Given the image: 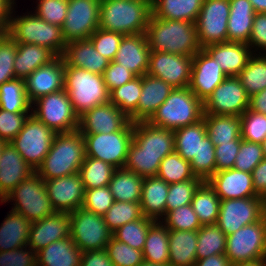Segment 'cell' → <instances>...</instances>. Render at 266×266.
Wrapping results in <instances>:
<instances>
[{
	"mask_svg": "<svg viewBox=\"0 0 266 266\" xmlns=\"http://www.w3.org/2000/svg\"><path fill=\"white\" fill-rule=\"evenodd\" d=\"M247 45L253 53L263 52V54H266V13H255L252 31Z\"/></svg>",
	"mask_w": 266,
	"mask_h": 266,
	"instance_id": "cell-65",
	"label": "cell"
},
{
	"mask_svg": "<svg viewBox=\"0 0 266 266\" xmlns=\"http://www.w3.org/2000/svg\"><path fill=\"white\" fill-rule=\"evenodd\" d=\"M80 266H114L106 249L82 252Z\"/></svg>",
	"mask_w": 266,
	"mask_h": 266,
	"instance_id": "cell-66",
	"label": "cell"
},
{
	"mask_svg": "<svg viewBox=\"0 0 266 266\" xmlns=\"http://www.w3.org/2000/svg\"><path fill=\"white\" fill-rule=\"evenodd\" d=\"M136 75L131 72L128 68H124L122 64H118L115 61L109 62L108 67L103 73L104 83L109 93L125 83H128Z\"/></svg>",
	"mask_w": 266,
	"mask_h": 266,
	"instance_id": "cell-63",
	"label": "cell"
},
{
	"mask_svg": "<svg viewBox=\"0 0 266 266\" xmlns=\"http://www.w3.org/2000/svg\"><path fill=\"white\" fill-rule=\"evenodd\" d=\"M85 141V157H93L123 168L129 146L133 140V123L113 133L82 134Z\"/></svg>",
	"mask_w": 266,
	"mask_h": 266,
	"instance_id": "cell-9",
	"label": "cell"
},
{
	"mask_svg": "<svg viewBox=\"0 0 266 266\" xmlns=\"http://www.w3.org/2000/svg\"><path fill=\"white\" fill-rule=\"evenodd\" d=\"M64 79L65 61L63 56H56L25 79L27 99L32 104L39 97L63 90Z\"/></svg>",
	"mask_w": 266,
	"mask_h": 266,
	"instance_id": "cell-19",
	"label": "cell"
},
{
	"mask_svg": "<svg viewBox=\"0 0 266 266\" xmlns=\"http://www.w3.org/2000/svg\"><path fill=\"white\" fill-rule=\"evenodd\" d=\"M265 159V154L262 144L249 142L246 140L240 141V149L237 153L234 169L252 173L254 168Z\"/></svg>",
	"mask_w": 266,
	"mask_h": 266,
	"instance_id": "cell-56",
	"label": "cell"
},
{
	"mask_svg": "<svg viewBox=\"0 0 266 266\" xmlns=\"http://www.w3.org/2000/svg\"><path fill=\"white\" fill-rule=\"evenodd\" d=\"M241 138L262 144L266 138V115L249 108L241 115Z\"/></svg>",
	"mask_w": 266,
	"mask_h": 266,
	"instance_id": "cell-54",
	"label": "cell"
},
{
	"mask_svg": "<svg viewBox=\"0 0 266 266\" xmlns=\"http://www.w3.org/2000/svg\"><path fill=\"white\" fill-rule=\"evenodd\" d=\"M70 214V238L82 251L105 249L113 238L101 215L79 208Z\"/></svg>",
	"mask_w": 266,
	"mask_h": 266,
	"instance_id": "cell-12",
	"label": "cell"
},
{
	"mask_svg": "<svg viewBox=\"0 0 266 266\" xmlns=\"http://www.w3.org/2000/svg\"><path fill=\"white\" fill-rule=\"evenodd\" d=\"M193 174L207 181L215 172V145L210 137L206 135L200 142L198 153L190 161Z\"/></svg>",
	"mask_w": 266,
	"mask_h": 266,
	"instance_id": "cell-51",
	"label": "cell"
},
{
	"mask_svg": "<svg viewBox=\"0 0 266 266\" xmlns=\"http://www.w3.org/2000/svg\"><path fill=\"white\" fill-rule=\"evenodd\" d=\"M265 265H266V259H258L250 262L233 263L231 266H265Z\"/></svg>",
	"mask_w": 266,
	"mask_h": 266,
	"instance_id": "cell-72",
	"label": "cell"
},
{
	"mask_svg": "<svg viewBox=\"0 0 266 266\" xmlns=\"http://www.w3.org/2000/svg\"><path fill=\"white\" fill-rule=\"evenodd\" d=\"M144 178L135 172L118 168L109 182L114 201L140 202Z\"/></svg>",
	"mask_w": 266,
	"mask_h": 266,
	"instance_id": "cell-38",
	"label": "cell"
},
{
	"mask_svg": "<svg viewBox=\"0 0 266 266\" xmlns=\"http://www.w3.org/2000/svg\"><path fill=\"white\" fill-rule=\"evenodd\" d=\"M225 255L231 264L266 259V215L228 235Z\"/></svg>",
	"mask_w": 266,
	"mask_h": 266,
	"instance_id": "cell-11",
	"label": "cell"
},
{
	"mask_svg": "<svg viewBox=\"0 0 266 266\" xmlns=\"http://www.w3.org/2000/svg\"><path fill=\"white\" fill-rule=\"evenodd\" d=\"M255 13H266V0H249Z\"/></svg>",
	"mask_w": 266,
	"mask_h": 266,
	"instance_id": "cell-71",
	"label": "cell"
},
{
	"mask_svg": "<svg viewBox=\"0 0 266 266\" xmlns=\"http://www.w3.org/2000/svg\"><path fill=\"white\" fill-rule=\"evenodd\" d=\"M162 160L160 155L137 154V145L132 141L123 168L135 172L142 178L155 177Z\"/></svg>",
	"mask_w": 266,
	"mask_h": 266,
	"instance_id": "cell-50",
	"label": "cell"
},
{
	"mask_svg": "<svg viewBox=\"0 0 266 266\" xmlns=\"http://www.w3.org/2000/svg\"><path fill=\"white\" fill-rule=\"evenodd\" d=\"M225 254L211 255L207 258L196 260L194 266H231Z\"/></svg>",
	"mask_w": 266,
	"mask_h": 266,
	"instance_id": "cell-69",
	"label": "cell"
},
{
	"mask_svg": "<svg viewBox=\"0 0 266 266\" xmlns=\"http://www.w3.org/2000/svg\"><path fill=\"white\" fill-rule=\"evenodd\" d=\"M253 188L261 196L266 190V158L263 159L252 171Z\"/></svg>",
	"mask_w": 266,
	"mask_h": 266,
	"instance_id": "cell-67",
	"label": "cell"
},
{
	"mask_svg": "<svg viewBox=\"0 0 266 266\" xmlns=\"http://www.w3.org/2000/svg\"><path fill=\"white\" fill-rule=\"evenodd\" d=\"M265 215L261 197L226 199L220 201L216 224L228 236Z\"/></svg>",
	"mask_w": 266,
	"mask_h": 266,
	"instance_id": "cell-16",
	"label": "cell"
},
{
	"mask_svg": "<svg viewBox=\"0 0 266 266\" xmlns=\"http://www.w3.org/2000/svg\"><path fill=\"white\" fill-rule=\"evenodd\" d=\"M101 0H68L67 14L62 26L66 43L89 39L99 28Z\"/></svg>",
	"mask_w": 266,
	"mask_h": 266,
	"instance_id": "cell-15",
	"label": "cell"
},
{
	"mask_svg": "<svg viewBox=\"0 0 266 266\" xmlns=\"http://www.w3.org/2000/svg\"><path fill=\"white\" fill-rule=\"evenodd\" d=\"M142 90V76H136L128 83L113 89L109 101L119 107L132 123L137 122V105Z\"/></svg>",
	"mask_w": 266,
	"mask_h": 266,
	"instance_id": "cell-42",
	"label": "cell"
},
{
	"mask_svg": "<svg viewBox=\"0 0 266 266\" xmlns=\"http://www.w3.org/2000/svg\"><path fill=\"white\" fill-rule=\"evenodd\" d=\"M249 109L254 112L266 115V89L250 97Z\"/></svg>",
	"mask_w": 266,
	"mask_h": 266,
	"instance_id": "cell-68",
	"label": "cell"
},
{
	"mask_svg": "<svg viewBox=\"0 0 266 266\" xmlns=\"http://www.w3.org/2000/svg\"><path fill=\"white\" fill-rule=\"evenodd\" d=\"M0 109L11 113L32 112L24 79L14 78L0 85Z\"/></svg>",
	"mask_w": 266,
	"mask_h": 266,
	"instance_id": "cell-43",
	"label": "cell"
},
{
	"mask_svg": "<svg viewBox=\"0 0 266 266\" xmlns=\"http://www.w3.org/2000/svg\"><path fill=\"white\" fill-rule=\"evenodd\" d=\"M203 120L207 135L215 146L241 137V116L204 114Z\"/></svg>",
	"mask_w": 266,
	"mask_h": 266,
	"instance_id": "cell-37",
	"label": "cell"
},
{
	"mask_svg": "<svg viewBox=\"0 0 266 266\" xmlns=\"http://www.w3.org/2000/svg\"><path fill=\"white\" fill-rule=\"evenodd\" d=\"M221 200L260 197L253 188L252 174L234 168L215 172L208 180Z\"/></svg>",
	"mask_w": 266,
	"mask_h": 266,
	"instance_id": "cell-24",
	"label": "cell"
},
{
	"mask_svg": "<svg viewBox=\"0 0 266 266\" xmlns=\"http://www.w3.org/2000/svg\"><path fill=\"white\" fill-rule=\"evenodd\" d=\"M226 234L217 224L202 225L198 230L196 257L197 260L211 255L225 254Z\"/></svg>",
	"mask_w": 266,
	"mask_h": 266,
	"instance_id": "cell-46",
	"label": "cell"
},
{
	"mask_svg": "<svg viewBox=\"0 0 266 266\" xmlns=\"http://www.w3.org/2000/svg\"><path fill=\"white\" fill-rule=\"evenodd\" d=\"M138 266H170V265L169 264H158V263H152V262H148V261H143Z\"/></svg>",
	"mask_w": 266,
	"mask_h": 266,
	"instance_id": "cell-73",
	"label": "cell"
},
{
	"mask_svg": "<svg viewBox=\"0 0 266 266\" xmlns=\"http://www.w3.org/2000/svg\"><path fill=\"white\" fill-rule=\"evenodd\" d=\"M0 225V251L27 246L31 222L12 209Z\"/></svg>",
	"mask_w": 266,
	"mask_h": 266,
	"instance_id": "cell-35",
	"label": "cell"
},
{
	"mask_svg": "<svg viewBox=\"0 0 266 266\" xmlns=\"http://www.w3.org/2000/svg\"><path fill=\"white\" fill-rule=\"evenodd\" d=\"M70 237V214L56 212L31 223L27 245L38 252L40 249Z\"/></svg>",
	"mask_w": 266,
	"mask_h": 266,
	"instance_id": "cell-23",
	"label": "cell"
},
{
	"mask_svg": "<svg viewBox=\"0 0 266 266\" xmlns=\"http://www.w3.org/2000/svg\"><path fill=\"white\" fill-rule=\"evenodd\" d=\"M113 203L114 197L109 185H107L99 188L86 189L82 208L103 216Z\"/></svg>",
	"mask_w": 266,
	"mask_h": 266,
	"instance_id": "cell-58",
	"label": "cell"
},
{
	"mask_svg": "<svg viewBox=\"0 0 266 266\" xmlns=\"http://www.w3.org/2000/svg\"><path fill=\"white\" fill-rule=\"evenodd\" d=\"M151 50L146 33L124 35L113 61L136 76L147 74Z\"/></svg>",
	"mask_w": 266,
	"mask_h": 266,
	"instance_id": "cell-26",
	"label": "cell"
},
{
	"mask_svg": "<svg viewBox=\"0 0 266 266\" xmlns=\"http://www.w3.org/2000/svg\"><path fill=\"white\" fill-rule=\"evenodd\" d=\"M204 0H152L154 17L195 23Z\"/></svg>",
	"mask_w": 266,
	"mask_h": 266,
	"instance_id": "cell-36",
	"label": "cell"
},
{
	"mask_svg": "<svg viewBox=\"0 0 266 266\" xmlns=\"http://www.w3.org/2000/svg\"><path fill=\"white\" fill-rule=\"evenodd\" d=\"M117 168L102 160L85 157L79 174L81 176L84 189H93L109 185L110 180Z\"/></svg>",
	"mask_w": 266,
	"mask_h": 266,
	"instance_id": "cell-45",
	"label": "cell"
},
{
	"mask_svg": "<svg viewBox=\"0 0 266 266\" xmlns=\"http://www.w3.org/2000/svg\"><path fill=\"white\" fill-rule=\"evenodd\" d=\"M6 202H13L12 210L21 213L31 223L56 213L45 181L36 172L20 182L0 203Z\"/></svg>",
	"mask_w": 266,
	"mask_h": 266,
	"instance_id": "cell-7",
	"label": "cell"
},
{
	"mask_svg": "<svg viewBox=\"0 0 266 266\" xmlns=\"http://www.w3.org/2000/svg\"><path fill=\"white\" fill-rule=\"evenodd\" d=\"M14 7L11 10L7 34L17 43L43 46L56 56H62L67 44L62 27L44 21L34 12L14 16L13 12H16Z\"/></svg>",
	"mask_w": 266,
	"mask_h": 266,
	"instance_id": "cell-4",
	"label": "cell"
},
{
	"mask_svg": "<svg viewBox=\"0 0 266 266\" xmlns=\"http://www.w3.org/2000/svg\"><path fill=\"white\" fill-rule=\"evenodd\" d=\"M168 184H174L195 177L189 161L182 158L176 151L163 158L156 175Z\"/></svg>",
	"mask_w": 266,
	"mask_h": 266,
	"instance_id": "cell-47",
	"label": "cell"
},
{
	"mask_svg": "<svg viewBox=\"0 0 266 266\" xmlns=\"http://www.w3.org/2000/svg\"><path fill=\"white\" fill-rule=\"evenodd\" d=\"M241 140L242 138L240 137L229 143H221L220 145L215 146L216 172L234 167Z\"/></svg>",
	"mask_w": 266,
	"mask_h": 266,
	"instance_id": "cell-64",
	"label": "cell"
},
{
	"mask_svg": "<svg viewBox=\"0 0 266 266\" xmlns=\"http://www.w3.org/2000/svg\"><path fill=\"white\" fill-rule=\"evenodd\" d=\"M262 146H263V150H264V154H265V158H266V138L264 139Z\"/></svg>",
	"mask_w": 266,
	"mask_h": 266,
	"instance_id": "cell-76",
	"label": "cell"
},
{
	"mask_svg": "<svg viewBox=\"0 0 266 266\" xmlns=\"http://www.w3.org/2000/svg\"><path fill=\"white\" fill-rule=\"evenodd\" d=\"M62 56L65 66L82 68L100 75H103L110 62L97 52L89 39L67 43Z\"/></svg>",
	"mask_w": 266,
	"mask_h": 266,
	"instance_id": "cell-28",
	"label": "cell"
},
{
	"mask_svg": "<svg viewBox=\"0 0 266 266\" xmlns=\"http://www.w3.org/2000/svg\"><path fill=\"white\" fill-rule=\"evenodd\" d=\"M34 172L16 148L5 143L0 154V202Z\"/></svg>",
	"mask_w": 266,
	"mask_h": 266,
	"instance_id": "cell-25",
	"label": "cell"
},
{
	"mask_svg": "<svg viewBox=\"0 0 266 266\" xmlns=\"http://www.w3.org/2000/svg\"><path fill=\"white\" fill-rule=\"evenodd\" d=\"M15 0H0V23L7 29Z\"/></svg>",
	"mask_w": 266,
	"mask_h": 266,
	"instance_id": "cell-70",
	"label": "cell"
},
{
	"mask_svg": "<svg viewBox=\"0 0 266 266\" xmlns=\"http://www.w3.org/2000/svg\"><path fill=\"white\" fill-rule=\"evenodd\" d=\"M161 222L169 230L194 231L202 227L191 204L169 211Z\"/></svg>",
	"mask_w": 266,
	"mask_h": 266,
	"instance_id": "cell-53",
	"label": "cell"
},
{
	"mask_svg": "<svg viewBox=\"0 0 266 266\" xmlns=\"http://www.w3.org/2000/svg\"><path fill=\"white\" fill-rule=\"evenodd\" d=\"M37 2L34 13L39 18L50 24L63 26L67 14L68 0H37Z\"/></svg>",
	"mask_w": 266,
	"mask_h": 266,
	"instance_id": "cell-59",
	"label": "cell"
},
{
	"mask_svg": "<svg viewBox=\"0 0 266 266\" xmlns=\"http://www.w3.org/2000/svg\"><path fill=\"white\" fill-rule=\"evenodd\" d=\"M245 88L237 76H228L203 102L204 114L241 116L249 108Z\"/></svg>",
	"mask_w": 266,
	"mask_h": 266,
	"instance_id": "cell-14",
	"label": "cell"
},
{
	"mask_svg": "<svg viewBox=\"0 0 266 266\" xmlns=\"http://www.w3.org/2000/svg\"><path fill=\"white\" fill-rule=\"evenodd\" d=\"M207 135L204 120L174 130L175 151L185 160L191 161L198 153L202 139Z\"/></svg>",
	"mask_w": 266,
	"mask_h": 266,
	"instance_id": "cell-41",
	"label": "cell"
},
{
	"mask_svg": "<svg viewBox=\"0 0 266 266\" xmlns=\"http://www.w3.org/2000/svg\"><path fill=\"white\" fill-rule=\"evenodd\" d=\"M229 3L228 42L248 44L255 15L252 4L249 0H229Z\"/></svg>",
	"mask_w": 266,
	"mask_h": 266,
	"instance_id": "cell-31",
	"label": "cell"
},
{
	"mask_svg": "<svg viewBox=\"0 0 266 266\" xmlns=\"http://www.w3.org/2000/svg\"><path fill=\"white\" fill-rule=\"evenodd\" d=\"M55 135L53 130L31 113L22 130L10 143L36 172L48 154Z\"/></svg>",
	"mask_w": 266,
	"mask_h": 266,
	"instance_id": "cell-10",
	"label": "cell"
},
{
	"mask_svg": "<svg viewBox=\"0 0 266 266\" xmlns=\"http://www.w3.org/2000/svg\"><path fill=\"white\" fill-rule=\"evenodd\" d=\"M227 76H238L254 54L246 43L224 42L203 48Z\"/></svg>",
	"mask_w": 266,
	"mask_h": 266,
	"instance_id": "cell-27",
	"label": "cell"
},
{
	"mask_svg": "<svg viewBox=\"0 0 266 266\" xmlns=\"http://www.w3.org/2000/svg\"><path fill=\"white\" fill-rule=\"evenodd\" d=\"M64 90L79 116L97 105L109 102V91L103 75L82 68L65 66Z\"/></svg>",
	"mask_w": 266,
	"mask_h": 266,
	"instance_id": "cell-6",
	"label": "cell"
},
{
	"mask_svg": "<svg viewBox=\"0 0 266 266\" xmlns=\"http://www.w3.org/2000/svg\"><path fill=\"white\" fill-rule=\"evenodd\" d=\"M17 42L8 34L0 40V85L15 78L14 60Z\"/></svg>",
	"mask_w": 266,
	"mask_h": 266,
	"instance_id": "cell-60",
	"label": "cell"
},
{
	"mask_svg": "<svg viewBox=\"0 0 266 266\" xmlns=\"http://www.w3.org/2000/svg\"><path fill=\"white\" fill-rule=\"evenodd\" d=\"M203 115V102L189 87L174 88L147 122L174 131L197 123L203 119Z\"/></svg>",
	"mask_w": 266,
	"mask_h": 266,
	"instance_id": "cell-5",
	"label": "cell"
},
{
	"mask_svg": "<svg viewBox=\"0 0 266 266\" xmlns=\"http://www.w3.org/2000/svg\"><path fill=\"white\" fill-rule=\"evenodd\" d=\"M44 181L56 212L71 213L82 208L85 189L79 173Z\"/></svg>",
	"mask_w": 266,
	"mask_h": 266,
	"instance_id": "cell-20",
	"label": "cell"
},
{
	"mask_svg": "<svg viewBox=\"0 0 266 266\" xmlns=\"http://www.w3.org/2000/svg\"><path fill=\"white\" fill-rule=\"evenodd\" d=\"M226 77L221 66L203 48L193 56L189 88L202 102Z\"/></svg>",
	"mask_w": 266,
	"mask_h": 266,
	"instance_id": "cell-18",
	"label": "cell"
},
{
	"mask_svg": "<svg viewBox=\"0 0 266 266\" xmlns=\"http://www.w3.org/2000/svg\"><path fill=\"white\" fill-rule=\"evenodd\" d=\"M81 255L82 251L68 237L40 249L38 266H80Z\"/></svg>",
	"mask_w": 266,
	"mask_h": 266,
	"instance_id": "cell-32",
	"label": "cell"
},
{
	"mask_svg": "<svg viewBox=\"0 0 266 266\" xmlns=\"http://www.w3.org/2000/svg\"><path fill=\"white\" fill-rule=\"evenodd\" d=\"M32 112H14L0 109V139L6 143L11 142L22 130Z\"/></svg>",
	"mask_w": 266,
	"mask_h": 266,
	"instance_id": "cell-61",
	"label": "cell"
},
{
	"mask_svg": "<svg viewBox=\"0 0 266 266\" xmlns=\"http://www.w3.org/2000/svg\"><path fill=\"white\" fill-rule=\"evenodd\" d=\"M168 191L169 184L157 176L144 178L140 200L143 216L161 221L166 215Z\"/></svg>",
	"mask_w": 266,
	"mask_h": 266,
	"instance_id": "cell-30",
	"label": "cell"
},
{
	"mask_svg": "<svg viewBox=\"0 0 266 266\" xmlns=\"http://www.w3.org/2000/svg\"><path fill=\"white\" fill-rule=\"evenodd\" d=\"M152 0H101L99 28L123 35L146 33Z\"/></svg>",
	"mask_w": 266,
	"mask_h": 266,
	"instance_id": "cell-2",
	"label": "cell"
},
{
	"mask_svg": "<svg viewBox=\"0 0 266 266\" xmlns=\"http://www.w3.org/2000/svg\"><path fill=\"white\" fill-rule=\"evenodd\" d=\"M202 182L201 178L195 176L190 180L169 184L166 198V214L178 207L191 204L192 198Z\"/></svg>",
	"mask_w": 266,
	"mask_h": 266,
	"instance_id": "cell-52",
	"label": "cell"
},
{
	"mask_svg": "<svg viewBox=\"0 0 266 266\" xmlns=\"http://www.w3.org/2000/svg\"><path fill=\"white\" fill-rule=\"evenodd\" d=\"M198 230H169V265L194 266L197 257Z\"/></svg>",
	"mask_w": 266,
	"mask_h": 266,
	"instance_id": "cell-33",
	"label": "cell"
},
{
	"mask_svg": "<svg viewBox=\"0 0 266 266\" xmlns=\"http://www.w3.org/2000/svg\"><path fill=\"white\" fill-rule=\"evenodd\" d=\"M193 56L151 51L147 74L173 88L189 87Z\"/></svg>",
	"mask_w": 266,
	"mask_h": 266,
	"instance_id": "cell-17",
	"label": "cell"
},
{
	"mask_svg": "<svg viewBox=\"0 0 266 266\" xmlns=\"http://www.w3.org/2000/svg\"><path fill=\"white\" fill-rule=\"evenodd\" d=\"M260 197H261V201H262L263 210L266 214V190L264 191V193Z\"/></svg>",
	"mask_w": 266,
	"mask_h": 266,
	"instance_id": "cell-74",
	"label": "cell"
},
{
	"mask_svg": "<svg viewBox=\"0 0 266 266\" xmlns=\"http://www.w3.org/2000/svg\"><path fill=\"white\" fill-rule=\"evenodd\" d=\"M137 154L160 155L162 158L175 151L174 131L145 122L133 123V140Z\"/></svg>",
	"mask_w": 266,
	"mask_h": 266,
	"instance_id": "cell-22",
	"label": "cell"
},
{
	"mask_svg": "<svg viewBox=\"0 0 266 266\" xmlns=\"http://www.w3.org/2000/svg\"><path fill=\"white\" fill-rule=\"evenodd\" d=\"M7 34V29L0 23V40Z\"/></svg>",
	"mask_w": 266,
	"mask_h": 266,
	"instance_id": "cell-75",
	"label": "cell"
},
{
	"mask_svg": "<svg viewBox=\"0 0 266 266\" xmlns=\"http://www.w3.org/2000/svg\"><path fill=\"white\" fill-rule=\"evenodd\" d=\"M56 55L46 47L17 43L14 60L15 78L26 79L34 70L49 63Z\"/></svg>",
	"mask_w": 266,
	"mask_h": 266,
	"instance_id": "cell-34",
	"label": "cell"
},
{
	"mask_svg": "<svg viewBox=\"0 0 266 266\" xmlns=\"http://www.w3.org/2000/svg\"><path fill=\"white\" fill-rule=\"evenodd\" d=\"M169 229L156 221L148 230L143 247L144 261L169 264Z\"/></svg>",
	"mask_w": 266,
	"mask_h": 266,
	"instance_id": "cell-39",
	"label": "cell"
},
{
	"mask_svg": "<svg viewBox=\"0 0 266 266\" xmlns=\"http://www.w3.org/2000/svg\"><path fill=\"white\" fill-rule=\"evenodd\" d=\"M143 217L140 202L114 201L113 205L103 215L104 222L114 232L126 223Z\"/></svg>",
	"mask_w": 266,
	"mask_h": 266,
	"instance_id": "cell-49",
	"label": "cell"
},
{
	"mask_svg": "<svg viewBox=\"0 0 266 266\" xmlns=\"http://www.w3.org/2000/svg\"><path fill=\"white\" fill-rule=\"evenodd\" d=\"M237 77L249 97L266 89V54L254 53Z\"/></svg>",
	"mask_w": 266,
	"mask_h": 266,
	"instance_id": "cell-44",
	"label": "cell"
},
{
	"mask_svg": "<svg viewBox=\"0 0 266 266\" xmlns=\"http://www.w3.org/2000/svg\"><path fill=\"white\" fill-rule=\"evenodd\" d=\"M146 36L151 51L194 56L199 45L195 23L168 20L151 15Z\"/></svg>",
	"mask_w": 266,
	"mask_h": 266,
	"instance_id": "cell-1",
	"label": "cell"
},
{
	"mask_svg": "<svg viewBox=\"0 0 266 266\" xmlns=\"http://www.w3.org/2000/svg\"><path fill=\"white\" fill-rule=\"evenodd\" d=\"M229 0H204L195 27L201 48L228 42Z\"/></svg>",
	"mask_w": 266,
	"mask_h": 266,
	"instance_id": "cell-13",
	"label": "cell"
},
{
	"mask_svg": "<svg viewBox=\"0 0 266 266\" xmlns=\"http://www.w3.org/2000/svg\"><path fill=\"white\" fill-rule=\"evenodd\" d=\"M123 36V34L118 32L98 28L92 33L89 40L92 42L97 52L111 62L116 56Z\"/></svg>",
	"mask_w": 266,
	"mask_h": 266,
	"instance_id": "cell-57",
	"label": "cell"
},
{
	"mask_svg": "<svg viewBox=\"0 0 266 266\" xmlns=\"http://www.w3.org/2000/svg\"><path fill=\"white\" fill-rule=\"evenodd\" d=\"M105 249L114 266H138L144 261L141 250L114 238L108 242Z\"/></svg>",
	"mask_w": 266,
	"mask_h": 266,
	"instance_id": "cell-55",
	"label": "cell"
},
{
	"mask_svg": "<svg viewBox=\"0 0 266 266\" xmlns=\"http://www.w3.org/2000/svg\"><path fill=\"white\" fill-rule=\"evenodd\" d=\"M31 109L32 114L56 134L79 128V115L64 89L39 97L31 104Z\"/></svg>",
	"mask_w": 266,
	"mask_h": 266,
	"instance_id": "cell-8",
	"label": "cell"
},
{
	"mask_svg": "<svg viewBox=\"0 0 266 266\" xmlns=\"http://www.w3.org/2000/svg\"><path fill=\"white\" fill-rule=\"evenodd\" d=\"M85 156V141L79 130L57 133L36 173L44 180L79 173Z\"/></svg>",
	"mask_w": 266,
	"mask_h": 266,
	"instance_id": "cell-3",
	"label": "cell"
},
{
	"mask_svg": "<svg viewBox=\"0 0 266 266\" xmlns=\"http://www.w3.org/2000/svg\"><path fill=\"white\" fill-rule=\"evenodd\" d=\"M220 201L221 199L218 197L214 188L208 181H203L197 188L191 202L201 225L216 224Z\"/></svg>",
	"mask_w": 266,
	"mask_h": 266,
	"instance_id": "cell-40",
	"label": "cell"
},
{
	"mask_svg": "<svg viewBox=\"0 0 266 266\" xmlns=\"http://www.w3.org/2000/svg\"><path fill=\"white\" fill-rule=\"evenodd\" d=\"M130 118L110 101L97 105L79 116L81 134L113 133L122 130Z\"/></svg>",
	"mask_w": 266,
	"mask_h": 266,
	"instance_id": "cell-21",
	"label": "cell"
},
{
	"mask_svg": "<svg viewBox=\"0 0 266 266\" xmlns=\"http://www.w3.org/2000/svg\"><path fill=\"white\" fill-rule=\"evenodd\" d=\"M5 143H6L5 141L0 139V154H1L2 148L5 145Z\"/></svg>",
	"mask_w": 266,
	"mask_h": 266,
	"instance_id": "cell-77",
	"label": "cell"
},
{
	"mask_svg": "<svg viewBox=\"0 0 266 266\" xmlns=\"http://www.w3.org/2000/svg\"><path fill=\"white\" fill-rule=\"evenodd\" d=\"M174 88L162 79L142 76V90L137 105V122L148 121Z\"/></svg>",
	"mask_w": 266,
	"mask_h": 266,
	"instance_id": "cell-29",
	"label": "cell"
},
{
	"mask_svg": "<svg viewBox=\"0 0 266 266\" xmlns=\"http://www.w3.org/2000/svg\"><path fill=\"white\" fill-rule=\"evenodd\" d=\"M0 266H38L37 252L28 245L10 251H0Z\"/></svg>",
	"mask_w": 266,
	"mask_h": 266,
	"instance_id": "cell-62",
	"label": "cell"
},
{
	"mask_svg": "<svg viewBox=\"0 0 266 266\" xmlns=\"http://www.w3.org/2000/svg\"><path fill=\"white\" fill-rule=\"evenodd\" d=\"M155 222L143 216L118 228L113 232V238L134 249L143 251L148 230Z\"/></svg>",
	"mask_w": 266,
	"mask_h": 266,
	"instance_id": "cell-48",
	"label": "cell"
}]
</instances>
